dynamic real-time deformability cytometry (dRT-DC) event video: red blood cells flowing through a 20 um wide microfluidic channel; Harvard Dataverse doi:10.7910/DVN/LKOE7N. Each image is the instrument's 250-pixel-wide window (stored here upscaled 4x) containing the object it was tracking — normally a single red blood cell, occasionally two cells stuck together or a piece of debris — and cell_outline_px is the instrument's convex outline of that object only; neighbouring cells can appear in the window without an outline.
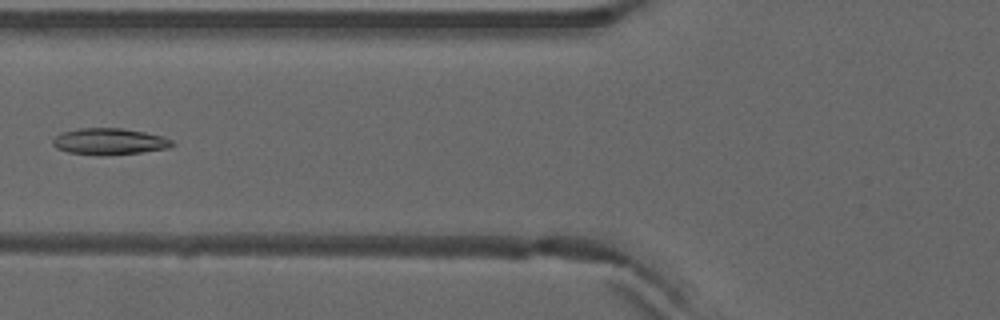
{"species": "common noctule bat (a hibernating species)", "species_latin": "Nyctalus noctula", "temperature_condition": "warm", "stored_images_in_passage": 5, "camera_frame_rate_fps": 3000, "um_per_image_px": 0.085, "animal": {"sex": "male", "forearm_length_mm": 52.5}, "frame": {"image": 1, "passage_image": 5, "time_ms": 1.333, "image_size_px": [1000, 320], "cell_outline_px": [[176, 144], [168, 148], [140, 152], [68, 152], [56, 148], [52, 144], [52, 140], [60, 132], [76, 128], [120, 128], [144, 132], [164, 136], [172, 140]], "centroid_in_image_um": [9.31, 11.96], "position_along_channel_um": 116.5, "area_um2": 17.51}}